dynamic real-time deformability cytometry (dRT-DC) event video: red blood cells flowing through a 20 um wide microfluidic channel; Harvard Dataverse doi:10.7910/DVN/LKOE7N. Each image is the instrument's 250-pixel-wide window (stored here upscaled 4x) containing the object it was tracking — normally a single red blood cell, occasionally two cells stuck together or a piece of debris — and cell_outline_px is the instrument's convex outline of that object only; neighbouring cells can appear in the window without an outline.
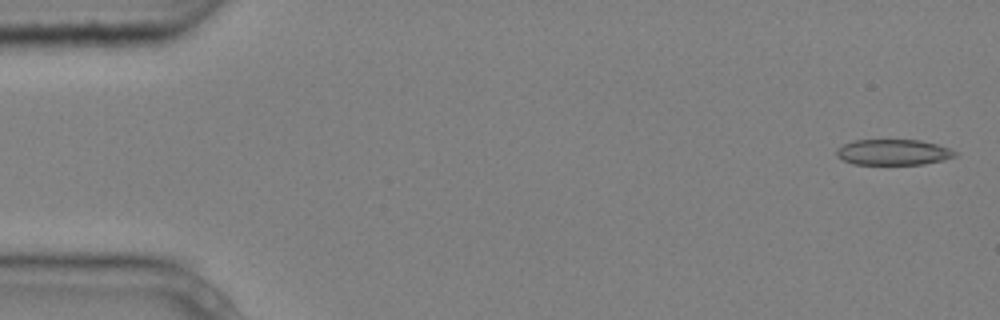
{"species": "common noctule bat (a hibernating species)", "species_latin": "Nyctalus noctula", "temperature_condition": "cold", "stored_images_in_passage": 5, "camera_frame_rate_fps": 3000, "um_per_image_px": 0.085, "animal": {"sex": "male", "body_mass_g": 20.4}, "frame": {"image": 1, "passage_image": 1, "time_ms": 0.0, "image_size_px": [1000, 320], "cell_outline_px": [[956, 156], [944, 160], [924, 164], [852, 164], [836, 156], [836, 148], [852, 140], [920, 140], [936, 144], [948, 148], [956, 152]], "centroid_in_image_um": [75.9, 12.94], "position_along_channel_um": 9.1, "area_um2": 17.74}}
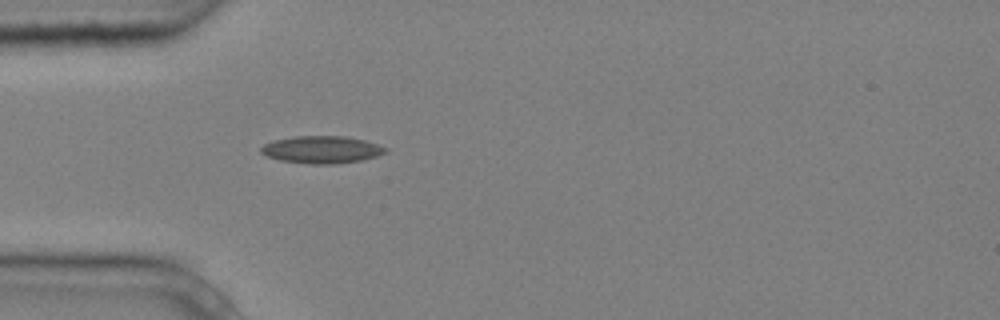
{"frame": {"image": 2, "passage_image": 5, "time_ms": 1.333, "image_size_px": [1000, 320], "cell_outline_px": [[388, 152], [376, 156], [360, 160], [336, 164], [308, 164], [280, 160], [268, 156], [260, 152], [260, 148], [264, 144], [276, 140], [296, 136], [344, 136], [364, 140], [388, 148]], "centroid_in_image_um": [27.36, 12.72], "position_along_channel_um": 57.6, "area_um2": 19.71}}